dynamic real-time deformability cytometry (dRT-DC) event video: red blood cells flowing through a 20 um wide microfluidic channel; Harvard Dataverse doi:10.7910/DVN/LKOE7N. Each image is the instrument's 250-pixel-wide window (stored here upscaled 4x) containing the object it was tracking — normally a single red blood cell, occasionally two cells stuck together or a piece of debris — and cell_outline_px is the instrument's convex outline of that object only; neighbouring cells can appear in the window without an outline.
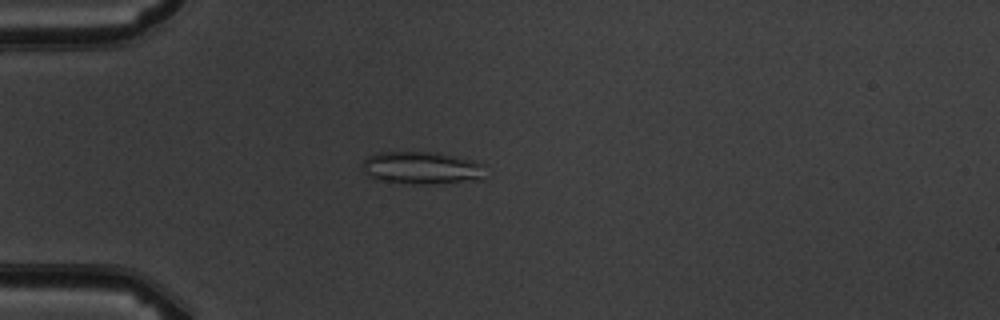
{"species": "common noctule bat (a hibernating species)", "species_latin": "Nyctalus noctula", "temperature_condition": "warm", "stored_images_in_passage": 5, "camera_frame_rate_fps": 3000, "um_per_image_px": 0.085, "animal": {"sex": "male", "body_mass_g": 19.5, "forearm_length_mm": 54.6}, "frame": {"image": 1, "passage_image": 5, "time_ms": 4.333, "image_size_px": [1000, 320], "cell_outline_px": [[484, 180], [428, 184], [412, 184], [376, 180], [368, 176], [364, 172], [360, 164], [368, 156], [376, 152], [440, 152], [472, 160], [484, 164]], "centroid_in_image_um": [35.84, 14.27], "position_along_channel_um": 49.2, "area_um2": 23.87}}